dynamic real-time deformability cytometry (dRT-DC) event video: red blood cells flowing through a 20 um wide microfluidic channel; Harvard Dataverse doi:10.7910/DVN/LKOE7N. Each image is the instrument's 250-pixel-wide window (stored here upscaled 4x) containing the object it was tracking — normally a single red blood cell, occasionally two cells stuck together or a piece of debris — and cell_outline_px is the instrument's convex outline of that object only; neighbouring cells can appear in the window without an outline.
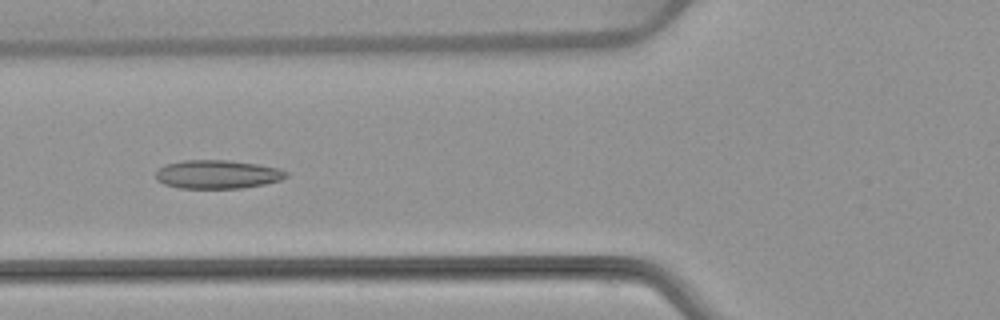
{"species": "common noctule bat (a hibernating species)", "species_latin": "Nyctalus noctula", "temperature_condition": "warm", "stored_images_in_passage": 52, "camera_frame_rate_fps": 3000, "um_per_image_px": 0.085, "animal": {"sex": "female", "body_mass_g": 22.7, "forearm_length_mm": 54.2}, "frame": {"image": 1, "passage_image": 19, "time_ms": 6.0, "image_size_px": [1000, 320], "cell_outline_px": [[288, 176], [280, 180], [264, 184], [240, 188], [180, 188], [164, 184], [156, 180], [156, 172], [164, 164], [184, 160], [228, 160], [260, 164], [280, 168], [288, 172]], "centroid_in_image_um": [18.49, 14.81], "position_along_channel_um": 107.3, "area_um2": 21.85}}
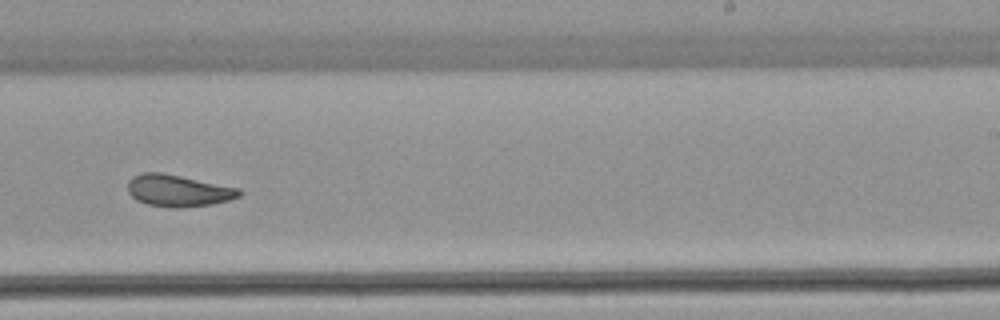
{"frame": {"image": 2, "passage_image": 32, "time_ms": 10.333, "image_size_px": [1000, 320], "cell_outline_px": [[244, 192], [240, 196], [228, 200], [212, 204], [180, 208], [172, 208], [148, 204], [136, 200], [128, 192], [128, 180], [132, 176], [140, 172], [160, 172], [240, 188]], "centroid_in_image_um": [15.14, 16.2], "position_along_channel_um": 273.9, "area_um2": 20.75}}
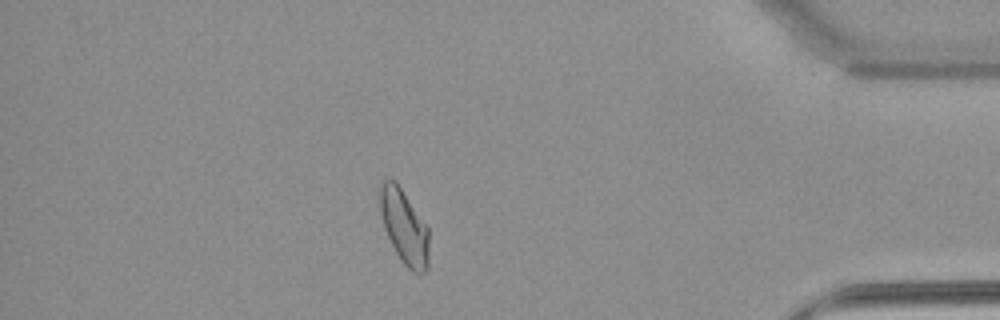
{"frame": {"image": 3, "passage_image": 45, "time_ms": 14.667, "image_size_px": [1000, 320], "cell_outline_px": [[428, 268], [424, 272], [412, 272], [404, 264], [396, 252], [384, 228], [380, 212], [380, 184], [384, 180], [396, 180], [428, 228]], "centroid_in_image_um": [34.35, 19.27], "position_along_channel_um": 400.8, "area_um2": 20.92}, "authors_computed_cell_mechanics": {"area_um2": 21.6172, "velocity_mm_per_s": 3.8495, "shape_relaxation_time_tau1_ms": null, "shape_relaxation_time_tau2_ms": 2.4147, "deformation_change_tau1": null, "deformation_change_tau2": 0.0827}}